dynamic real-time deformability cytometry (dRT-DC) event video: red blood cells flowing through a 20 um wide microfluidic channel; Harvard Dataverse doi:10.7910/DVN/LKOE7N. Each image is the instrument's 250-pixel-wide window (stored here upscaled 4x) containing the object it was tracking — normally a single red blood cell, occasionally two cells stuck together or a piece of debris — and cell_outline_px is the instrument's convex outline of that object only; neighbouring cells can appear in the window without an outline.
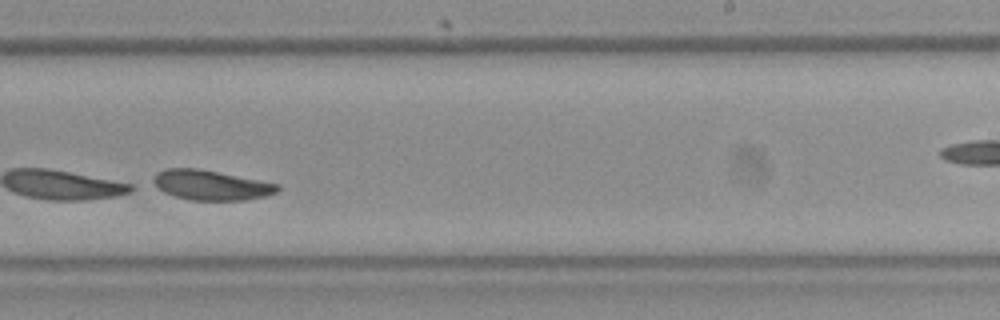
{"species": "Egyptian fruit bat (a non-hibernating species)", "species_latin": "Rousettus aegyptiacus", "temperature_condition": "room temperature", "stored_images_in_passage": 38, "camera_frame_rate_fps": 3000, "um_per_image_px": 0.085, "frame": {"image": 1, "passage_image": 22, "time_ms": 7.0, "image_size_px": [1000, 320], "cell_outline_px": [[280, 188], [276, 192], [264, 196], [244, 200], [192, 200], [176, 196], [164, 192], [152, 184], [152, 176], [156, 172], [164, 168], [200, 168], [280, 184]], "centroid_in_image_um": [17.89, 15.71], "position_along_channel_um": 271.1, "area_um2": 21.79}}